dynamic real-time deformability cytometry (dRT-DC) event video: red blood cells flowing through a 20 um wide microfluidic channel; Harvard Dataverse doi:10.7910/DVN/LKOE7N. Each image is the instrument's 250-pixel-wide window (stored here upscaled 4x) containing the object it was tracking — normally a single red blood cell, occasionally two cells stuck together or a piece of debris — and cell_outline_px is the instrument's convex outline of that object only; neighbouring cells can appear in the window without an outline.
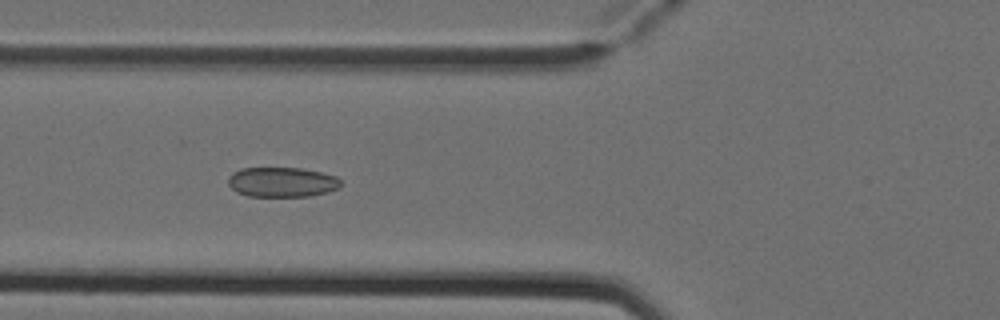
{"species": "Egyptian fruit bat (a non-hibernating species)", "species_latin": "Rousettus aegyptiacus", "temperature_condition": "cold", "stored_images_in_passage": 7, "camera_frame_rate_fps": 3000, "um_per_image_px": 0.085, "animal": {"sex": "female"}, "frame": {"image": 1, "passage_image": 5, "time_ms": 1.333, "image_size_px": [1000, 320], "cell_outline_px": [[340, 188], [328, 192], [308, 196], [248, 196], [236, 192], [228, 184], [228, 176], [232, 172], [240, 168], [300, 168], [320, 172], [336, 176], [340, 180]], "centroid_in_image_um": [23.94, 15.48], "position_along_channel_um": 101.9, "area_um2": 19.65}}
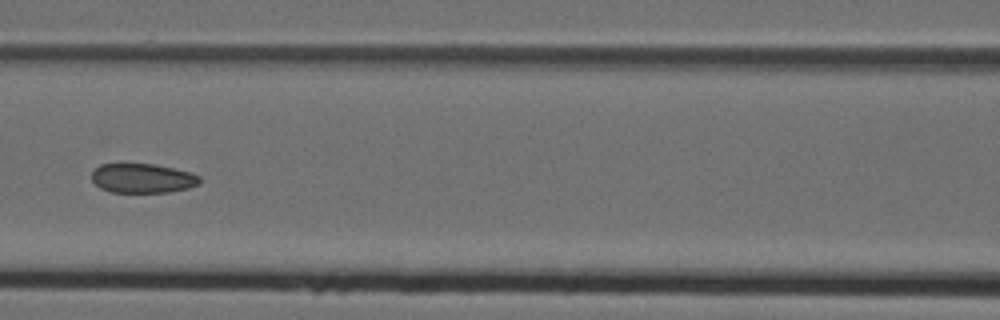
{"frame": {"image": 2, "passage_image": 6, "time_ms": 1.667, "image_size_px": [1000, 320], "cell_outline_px": [[200, 184], [188, 188], [168, 192], [112, 192], [100, 188], [92, 180], [92, 172], [100, 164], [156, 164], [192, 172], [200, 176]], "centroid_in_image_um": [12.15, 15.15], "position_along_channel_um": 154.5, "area_um2": 18.55}}
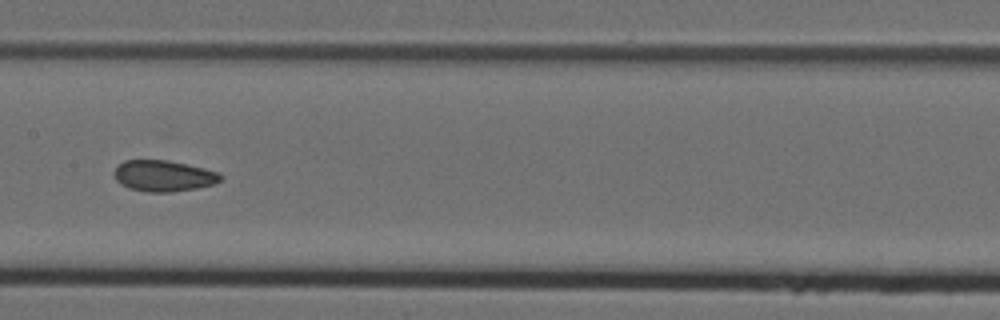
{"frame": {"image": 3, "passage_image": 7, "time_ms": 2.0, "image_size_px": [1000, 320], "cell_outline_px": [[224, 176], [220, 180], [212, 184], [196, 188], [172, 192], [148, 192], [128, 188], [120, 184], [116, 180], [112, 172], [124, 160], [168, 160], [204, 168], [220, 172]], "centroid_in_image_um": [13.89, 14.95], "position_along_channel_um": 193.5, "area_um2": 19.36}}